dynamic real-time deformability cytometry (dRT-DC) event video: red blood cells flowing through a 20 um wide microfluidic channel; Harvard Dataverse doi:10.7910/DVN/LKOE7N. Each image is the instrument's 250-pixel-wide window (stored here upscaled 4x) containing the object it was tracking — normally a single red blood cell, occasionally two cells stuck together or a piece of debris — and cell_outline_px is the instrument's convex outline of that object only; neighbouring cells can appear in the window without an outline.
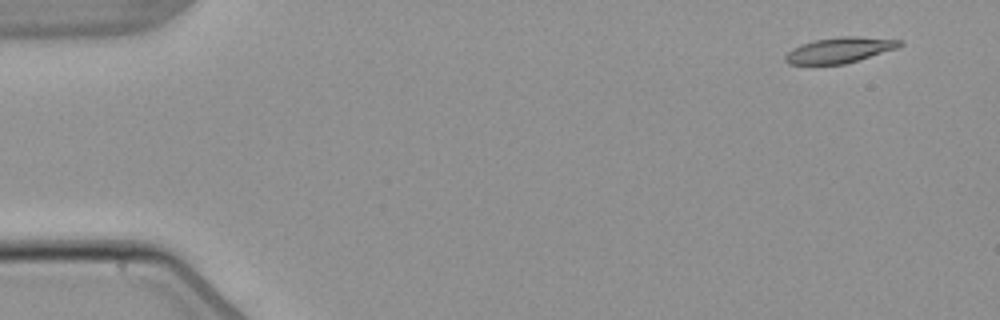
{"species": "common noctule bat (a hibernating species)", "species_latin": "Nyctalus noctula", "temperature_condition": "warm", "stored_images_in_passage": 4, "segment_of_instrument_passage": [2, 2], "camera_frame_rate_fps": 3000, "um_per_image_px": 0.085, "animal": {"sex": "male", "body_mass_g": 21.5, "forearm_length_mm": 52.0}, "frame": {"image": 1, "passage_image": 4, "time_ms": 4.667, "image_size_px": [1000, 320], "cell_outline_px": [[904, 44], [896, 48], [844, 64], [788, 64], [784, 60], [784, 56], [792, 48], [800, 44], [816, 40], [840, 36], [856, 36], [904, 40]], "centroid_in_image_um": [71.35, 4.25], "position_along_channel_um": 13.6, "area_um2": 16.94}}